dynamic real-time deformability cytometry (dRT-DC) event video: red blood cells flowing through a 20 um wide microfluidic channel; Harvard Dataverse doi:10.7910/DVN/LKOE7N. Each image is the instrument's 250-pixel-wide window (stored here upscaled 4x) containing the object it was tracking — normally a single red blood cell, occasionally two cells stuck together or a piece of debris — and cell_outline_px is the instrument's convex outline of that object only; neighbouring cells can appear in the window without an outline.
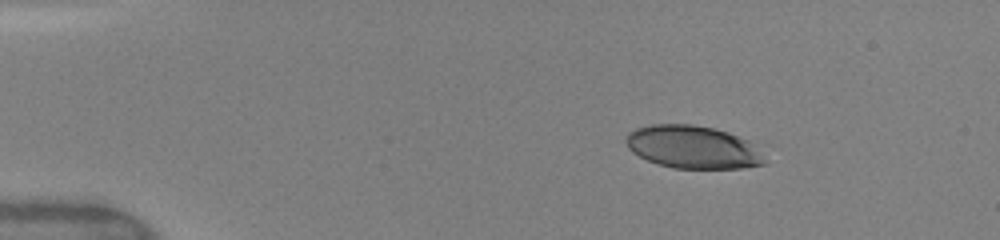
{"species": "human", "species_latin": "Homo sapiens", "temperature_condition": "warm", "stored_images_in_passage": 8, "camera_frame_rate_fps": 3000, "um_per_image_px": 0.085, "donor": {"sex": "female"}, "frame": {"image": 1, "passage_image": 1, "time_ms": 0.0, "image_size_px": [1000, 240], "cell_outline_px": [[764, 164], [740, 168], [672, 168], [648, 160], [632, 152], [628, 148], [624, 140], [628, 132], [636, 128], [652, 124], [692, 124], [712, 128], [728, 132], [748, 140], [764, 160]], "centroid_in_image_um": [58.81, 12.49], "position_along_channel_um": 26.2, "area_um2": 34.22}}
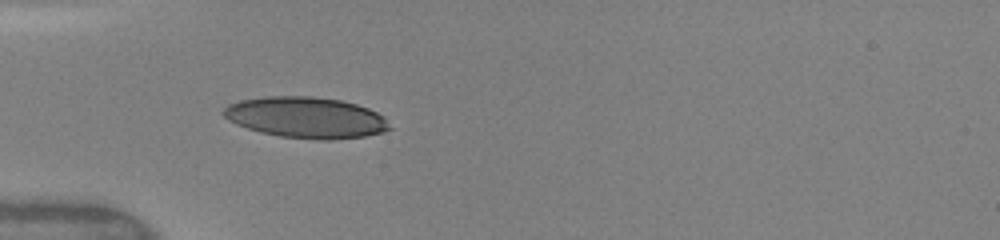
{"frame": {"image": 2, "passage_image": 6, "time_ms": 2.667, "image_size_px": [1000, 240], "cell_outline_px": [[392, 128], [384, 132], [364, 136], [328, 140], [320, 140], [280, 136], [260, 132], [236, 124], [228, 120], [220, 112], [228, 104], [240, 100], [264, 96], [312, 96], [340, 100], [356, 104], [368, 108], [384, 116]], "centroid_in_image_um": [26.0, 9.98], "position_along_channel_um": 59.0, "area_um2": 39.88}}